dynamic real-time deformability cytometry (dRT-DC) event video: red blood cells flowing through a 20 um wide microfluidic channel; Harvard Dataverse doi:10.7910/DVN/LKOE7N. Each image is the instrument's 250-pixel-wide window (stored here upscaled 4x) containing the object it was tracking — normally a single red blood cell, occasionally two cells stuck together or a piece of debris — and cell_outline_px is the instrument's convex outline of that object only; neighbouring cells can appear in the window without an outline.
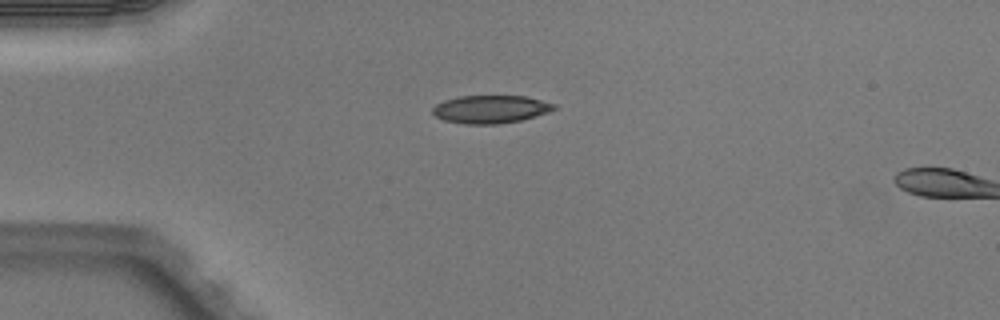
{"species": "Egyptian fruit bat (a non-hibernating species)", "species_latin": "Rousettus aegyptiacus", "temperature_condition": "warm", "stored_images_in_passage": 2, "camera_frame_rate_fps": 3000, "um_per_image_px": 0.085, "animal": {"sex": "male"}, "frame": {"image": 1, "passage_image": 1, "time_ms": 0.0, "image_size_px": [1000, 320], "cell_outline_px": [[556, 108], [548, 112], [520, 120], [496, 124], [464, 124], [444, 120], [436, 116], [432, 112], [432, 108], [436, 104], [444, 100], [460, 96], [524, 96], [556, 104]], "centroid_in_image_um": [41.67, 9.28], "position_along_channel_um": 43.3, "area_um2": 19.59}}